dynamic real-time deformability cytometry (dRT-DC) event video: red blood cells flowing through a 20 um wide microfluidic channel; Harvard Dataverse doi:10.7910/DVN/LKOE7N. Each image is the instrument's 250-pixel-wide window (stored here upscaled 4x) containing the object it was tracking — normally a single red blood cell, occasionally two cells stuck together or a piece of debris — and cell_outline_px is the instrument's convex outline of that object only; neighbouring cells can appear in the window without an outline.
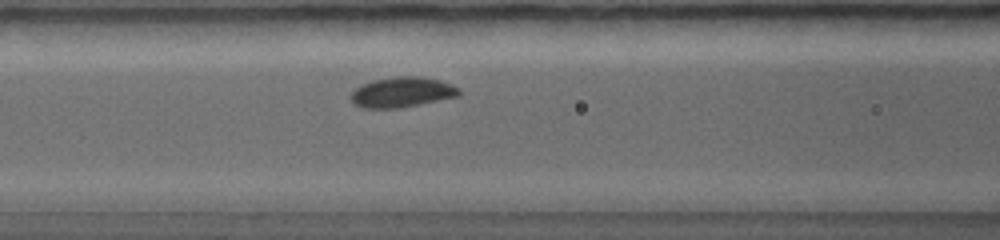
{"species": "common noctule bat (a hibernating species)", "species_latin": "Nyctalus noctula", "temperature_condition": "warm", "stored_images_in_passage": 5, "camera_frame_rate_fps": 5000, "um_per_image_px": 0.085, "animal": {"sex": "female", "body_mass_g": 19.0, "forearm_length_mm": 56.7}, "frame": {"image": 1, "passage_image": 5, "time_ms": 2.2, "image_size_px": [1000, 240], "cell_outline_px": [[460, 96], [420, 104], [396, 108], [364, 108], [356, 104], [352, 100], [352, 92], [360, 84], [372, 80], [396, 76], [420, 76], [440, 80], [452, 84], [460, 88]], "centroid_in_image_um": [34.21, 7.82], "position_along_channel_um": 132.4, "area_um2": 19.07}}